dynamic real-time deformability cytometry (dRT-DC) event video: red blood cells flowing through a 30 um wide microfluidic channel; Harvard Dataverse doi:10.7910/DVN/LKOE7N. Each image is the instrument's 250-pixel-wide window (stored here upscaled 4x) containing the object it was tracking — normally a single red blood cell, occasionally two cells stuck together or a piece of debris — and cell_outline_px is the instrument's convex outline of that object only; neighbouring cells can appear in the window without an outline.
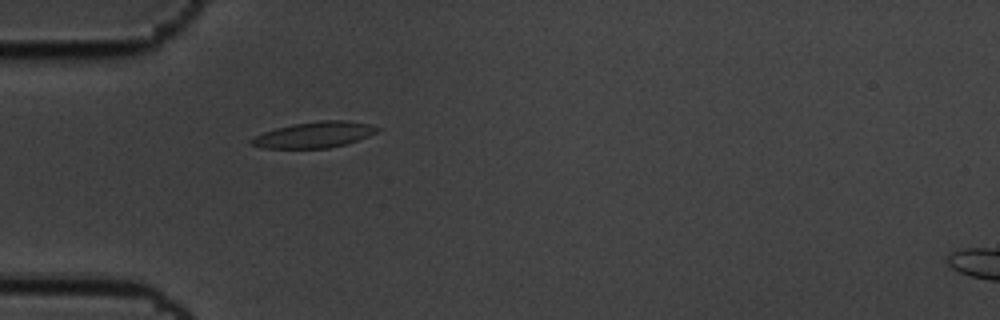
{"species": "common noctule bat (a hibernating species)", "species_latin": "Nyctalus noctula", "temperature_condition": "cold", "stored_images_in_passage": 42, "camera_frame_rate_fps": 3000, "um_per_image_px": 0.085, "animal": {"sex": "male", "body_mass_g": 19.5, "forearm_length_mm": 54.6}, "frame": {"image": 1, "passage_image": 1, "time_ms": 0.0, "image_size_px": [1000, 320], "cell_outline_px": [[380, 128], [376, 132], [368, 136], [348, 144], [328, 148], [264, 148], [248, 144], [248, 140], [264, 132], [276, 128], [292, 124], [316, 120], [344, 120], [368, 124]], "centroid_in_image_um": [26.68, 11.45], "position_along_channel_um": 58.3, "area_um2": 19.07}}
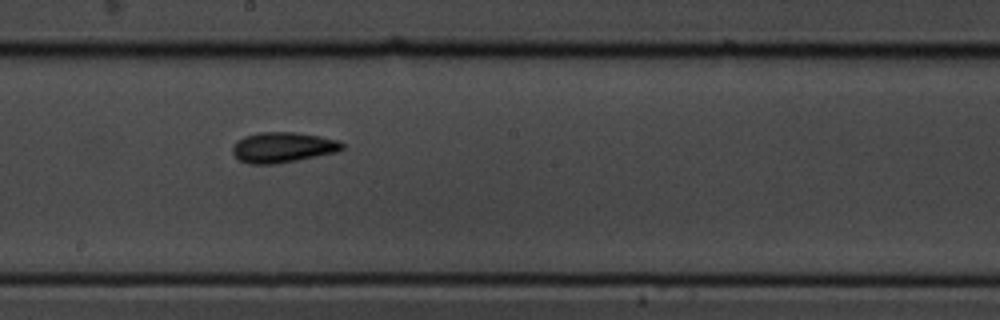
{"frame": {"image": 2, "passage_image": 16, "time_ms": 5.0, "image_size_px": [1000, 320], "cell_outline_px": [[344, 148], [336, 152], [276, 164], [248, 164], [240, 160], [232, 152], [232, 148], [244, 136], [256, 132], [296, 132], [320, 136], [336, 140], [344, 144]], "centroid_in_image_um": [24.03, 12.52], "position_along_channel_um": 224.2, "area_um2": 19.25}}
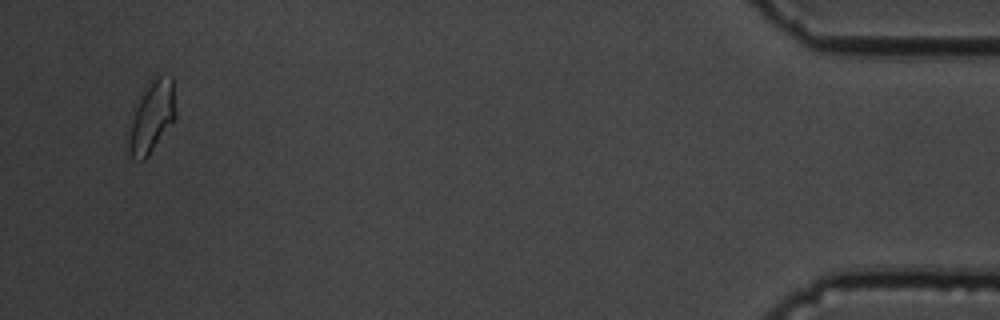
{"frame": {"image": 3, "passage_image": 40, "time_ms": 13.0, "image_size_px": [1000, 320], "cell_outline_px": [[176, 120], [148, 156], [144, 160], [140, 160], [132, 156], [128, 148], [128, 144], [132, 124], [136, 108], [144, 88], [148, 80], [156, 72], [172, 76], [176, 112]], "centroid_in_image_um": [12.97, 9.84], "position_along_channel_um": 422.2, "area_um2": 19.65}, "authors_computed_cell_mechanics": {"area_um2": 18.2648, "velocity_mm_per_s": 3.4269, "shape_relaxation_time_tau1_ms": 5.2981, "shape_relaxation_time_tau2_ms": 4.4203, "deformation_change_tau1": 0.1258, "deformation_change_tau2": 0.1131}}